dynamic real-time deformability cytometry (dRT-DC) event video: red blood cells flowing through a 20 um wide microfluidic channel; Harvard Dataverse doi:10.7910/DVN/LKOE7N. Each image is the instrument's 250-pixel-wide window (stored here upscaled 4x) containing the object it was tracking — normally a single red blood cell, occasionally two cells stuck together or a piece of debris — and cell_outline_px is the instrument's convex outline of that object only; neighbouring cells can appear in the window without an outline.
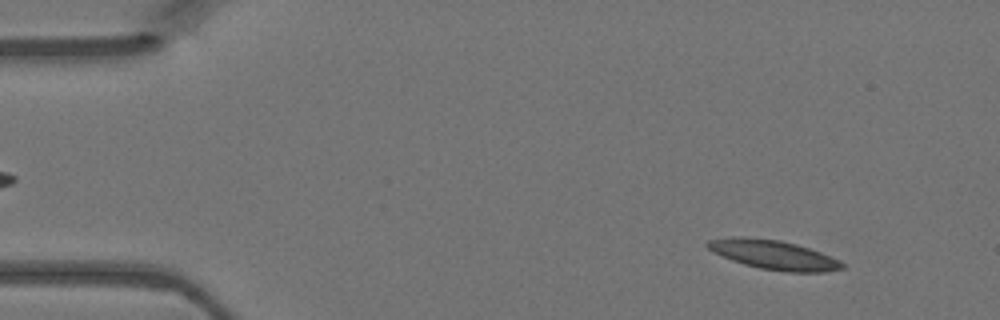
{"species": "Egyptian fruit bat (a non-hibernating species)", "species_latin": "Rousettus aegyptiacus", "temperature_condition": "warm", "stored_images_in_passage": 47, "camera_frame_rate_fps": 3000, "um_per_image_px": 0.085, "animal": {"sex": "female"}, "frame": {"image": 1, "passage_image": 4, "time_ms": 1.0, "image_size_px": [1000, 320], "cell_outline_px": [[844, 268], [824, 272], [788, 272], [760, 268], [744, 264], [732, 260], [712, 252], [704, 244], [708, 240], [732, 236], [744, 236], [780, 240], [796, 244], [820, 252], [840, 260], [844, 264]], "centroid_in_image_um": [65.72, 21.64], "position_along_channel_um": 19.3, "area_um2": 23.0}}
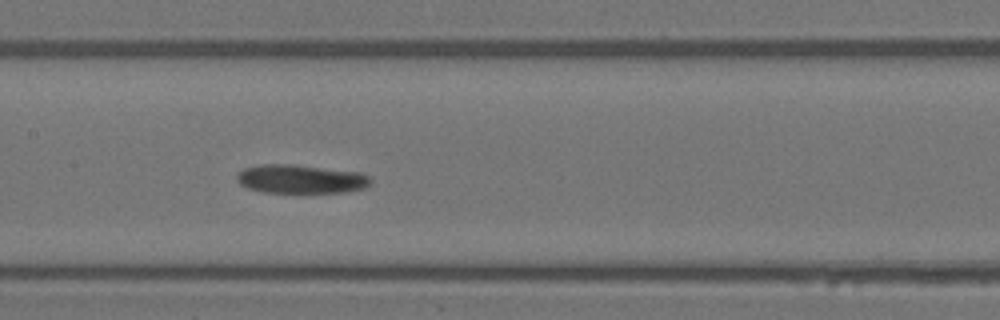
{"frame": {"image": 2, "passage_image": 22, "time_ms": 7.0, "image_size_px": [1000, 320], "cell_outline_px": [[372, 180], [364, 188], [344, 192], [264, 192], [248, 188], [240, 184], [236, 180], [236, 176], [244, 168], [260, 164], [292, 164], [360, 172], [368, 176]], "centroid_in_image_um": [25.54, 15.21], "position_along_channel_um": 181.9, "area_um2": 22.25}}
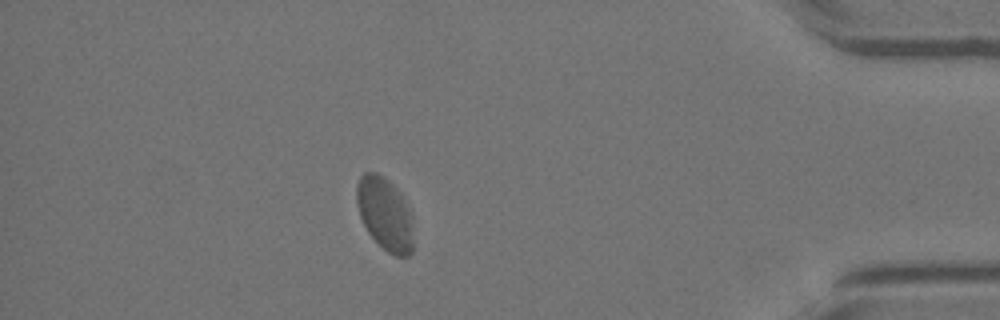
{"frame": {"image": 3, "passage_image": 41, "time_ms": 13.333, "image_size_px": [1000, 320], "cell_outline_px": [[412, 252], [408, 256], [396, 256], [388, 252], [368, 232], [360, 216], [356, 204], [356, 184], [360, 176], [364, 172], [376, 172], [384, 176], [404, 196], [408, 204], [412, 216]], "centroid_in_image_um": [32.72, 18.13], "position_along_channel_um": 402.5, "area_um2": 24.28}}